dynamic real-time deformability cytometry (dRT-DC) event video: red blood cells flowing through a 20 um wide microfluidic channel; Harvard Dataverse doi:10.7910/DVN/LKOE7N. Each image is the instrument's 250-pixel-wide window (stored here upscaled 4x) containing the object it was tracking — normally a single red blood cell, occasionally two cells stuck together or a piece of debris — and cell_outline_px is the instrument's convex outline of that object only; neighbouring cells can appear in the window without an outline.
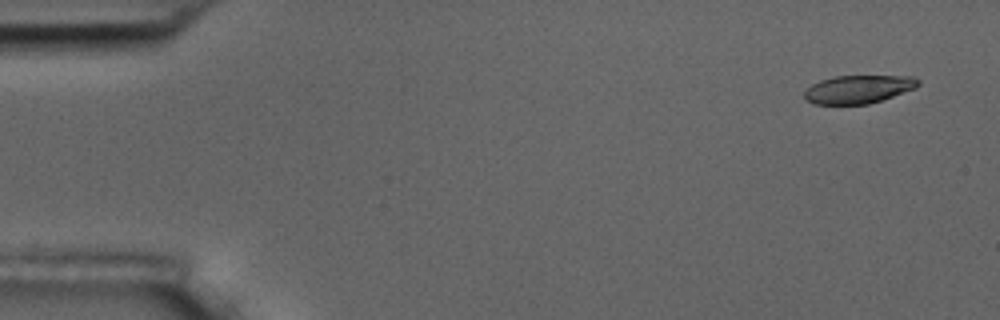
{"species": "common noctule bat (a hibernating species)", "species_latin": "Nyctalus noctula", "temperature_condition": "room temperature", "stored_images_in_passage": 6, "segment_of_instrument_passage": [2, 2], "camera_frame_rate_fps": 3000, "um_per_image_px": 0.085, "animal": {"sex": "male", "body_mass_g": 17.5, "forearm_length_mm": 52.3}, "frame": {"image": 1, "passage_image": 6, "time_ms": 7.0, "image_size_px": [1000, 320], "cell_outline_px": [[920, 84], [916, 88], [868, 104], [812, 104], [804, 100], [804, 92], [812, 84], [820, 80], [836, 76], [912, 76], [920, 80]], "centroid_in_image_um": [72.94, 7.58], "position_along_channel_um": 12.1, "area_um2": 18.67}}